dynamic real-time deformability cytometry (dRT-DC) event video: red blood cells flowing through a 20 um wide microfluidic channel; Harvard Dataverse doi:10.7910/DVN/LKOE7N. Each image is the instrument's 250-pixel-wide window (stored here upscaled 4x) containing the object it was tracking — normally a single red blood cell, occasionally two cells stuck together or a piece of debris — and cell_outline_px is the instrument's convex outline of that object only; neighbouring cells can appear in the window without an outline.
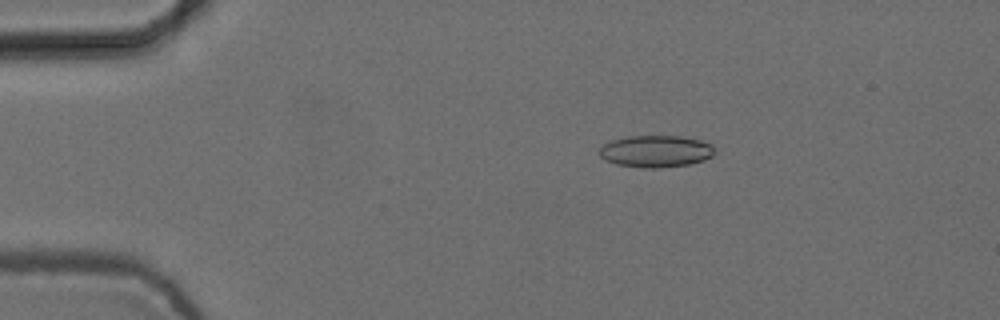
{"species": "common noctule bat (a hibernating species)", "species_latin": "Nyctalus noctula", "temperature_condition": "cold", "stored_images_in_passage": 5, "camera_frame_rate_fps": 3000, "um_per_image_px": 0.085, "animal": {"sex": "female", "body_mass_g": 24.6, "forearm_length_mm": 56.2}, "frame": {"image": 1, "passage_image": 3, "time_ms": 0.667, "image_size_px": [1000, 320], "cell_outline_px": [[712, 156], [704, 160], [688, 164], [660, 168], [644, 168], [616, 164], [604, 160], [600, 156], [600, 148], [604, 144], [612, 140], [628, 136], [680, 136], [700, 140], [712, 144]], "centroid_in_image_um": [55.72, 12.86], "position_along_channel_um": 29.3, "area_um2": 21.33}}
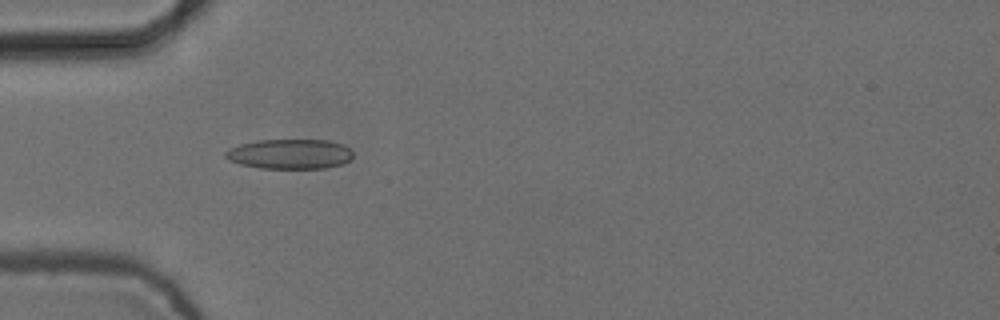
{"frame": {"image": 2, "passage_image": 5, "time_ms": 1.333, "image_size_px": [1000, 320], "cell_outline_px": [[352, 160], [344, 164], [324, 168], [260, 168], [240, 164], [228, 160], [224, 156], [224, 152], [228, 148], [240, 144], [256, 140], [328, 140], [344, 144], [352, 152]], "centroid_in_image_um": [24.63, 13.09], "position_along_channel_um": 60.4, "area_um2": 22.43}}